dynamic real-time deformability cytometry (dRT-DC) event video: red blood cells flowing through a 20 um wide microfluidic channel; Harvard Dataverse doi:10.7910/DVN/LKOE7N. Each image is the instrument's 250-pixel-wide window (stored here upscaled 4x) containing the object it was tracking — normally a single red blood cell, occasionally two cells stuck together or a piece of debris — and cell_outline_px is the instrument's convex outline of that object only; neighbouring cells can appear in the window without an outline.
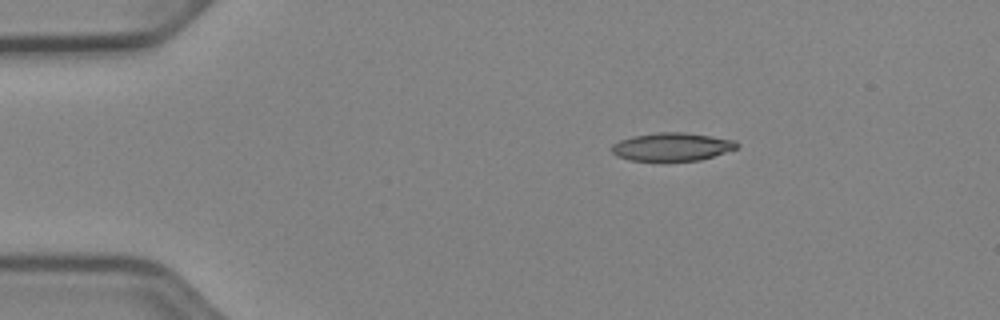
{"species": "Egyptian fruit bat (a non-hibernating species)", "species_latin": "Rousettus aegyptiacus", "temperature_condition": "cold", "stored_images_in_passage": 43, "camera_frame_rate_fps": 3000, "um_per_image_px": 0.085, "animal": {"sex": "female"}, "frame": {"image": 1, "passage_image": 1, "time_ms": 0.0, "image_size_px": [1000, 320], "cell_outline_px": [[740, 144], [736, 148], [700, 160], [664, 164], [628, 160], [616, 156], [608, 148], [612, 144], [620, 140], [632, 136], [656, 132], [684, 132], [736, 140]], "centroid_in_image_um": [57.03, 12.52], "position_along_channel_um": 28.0, "area_um2": 21.5}}
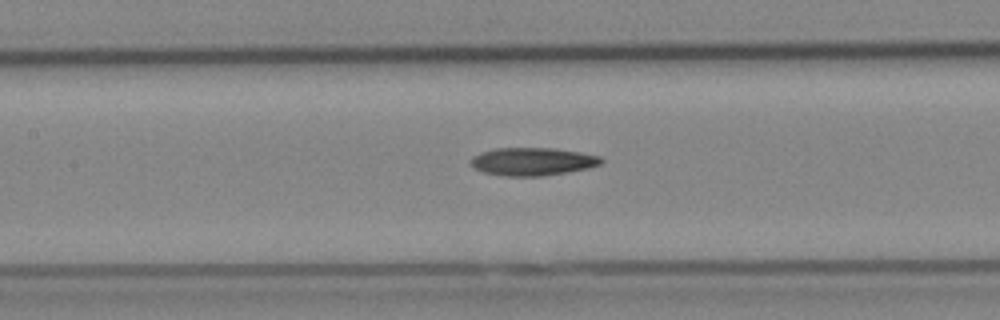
{"frame": {"image": 2, "passage_image": 16, "time_ms": 5.0, "image_size_px": [1000, 320], "cell_outline_px": [[604, 160], [600, 164], [588, 168], [568, 172], [544, 176], [504, 176], [484, 172], [476, 168], [468, 160], [472, 156], [480, 152], [496, 148], [552, 148], [580, 152], [600, 156]], "centroid_in_image_um": [45.26, 13.73], "position_along_channel_um": 162.1, "area_um2": 21.27}}
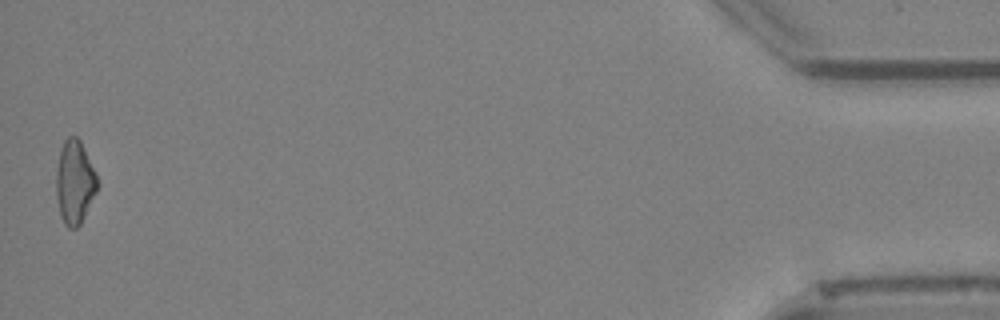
{"frame": {"image": 3, "passage_image": 43, "time_ms": 14.0, "image_size_px": [1000, 320], "cell_outline_px": [[100, 184], [80, 224], [76, 228], [68, 228], [64, 224], [60, 216], [56, 196], [56, 168], [60, 148], [64, 140], [68, 136], [76, 136], [80, 140], [96, 172]], "centroid_in_image_um": [6.34, 15.47], "position_along_channel_um": 428.9, "area_um2": 20.29}, "authors_computed_cell_mechanics": {"area_um2": 20.808, "velocity_mm_per_s": 3.9863, "shape_relaxation_time_tau1_ms": null, "shape_relaxation_time_tau2_ms": 6.4362, "deformation_change_tau1": null, "deformation_change_tau2": 0.179}}